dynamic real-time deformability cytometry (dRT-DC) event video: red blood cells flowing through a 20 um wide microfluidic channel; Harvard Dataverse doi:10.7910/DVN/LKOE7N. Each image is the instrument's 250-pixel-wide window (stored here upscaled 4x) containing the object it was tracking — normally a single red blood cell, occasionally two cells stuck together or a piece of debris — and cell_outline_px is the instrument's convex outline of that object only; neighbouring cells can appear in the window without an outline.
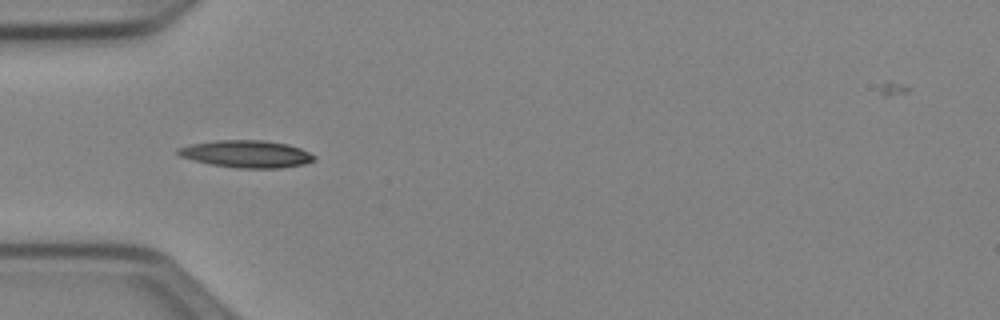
{"species": "Egyptian fruit bat (a non-hibernating species)", "species_latin": "Rousettus aegyptiacus", "temperature_condition": "cold", "stored_images_in_passage": 10, "camera_frame_rate_fps": 3000, "um_per_image_px": 0.085, "animal": {"sex": "female"}, "frame": {"image": 1, "passage_image": 4, "time_ms": 1.0, "image_size_px": [1000, 320], "cell_outline_px": [[316, 160], [304, 164], [280, 168], [236, 168], [212, 164], [180, 156], [176, 152], [176, 148], [192, 144], [216, 140], [264, 140], [288, 144], [300, 148], [316, 156]], "centroid_in_image_um": [20.98, 13.08], "position_along_channel_um": 64.0, "area_um2": 21.56}}